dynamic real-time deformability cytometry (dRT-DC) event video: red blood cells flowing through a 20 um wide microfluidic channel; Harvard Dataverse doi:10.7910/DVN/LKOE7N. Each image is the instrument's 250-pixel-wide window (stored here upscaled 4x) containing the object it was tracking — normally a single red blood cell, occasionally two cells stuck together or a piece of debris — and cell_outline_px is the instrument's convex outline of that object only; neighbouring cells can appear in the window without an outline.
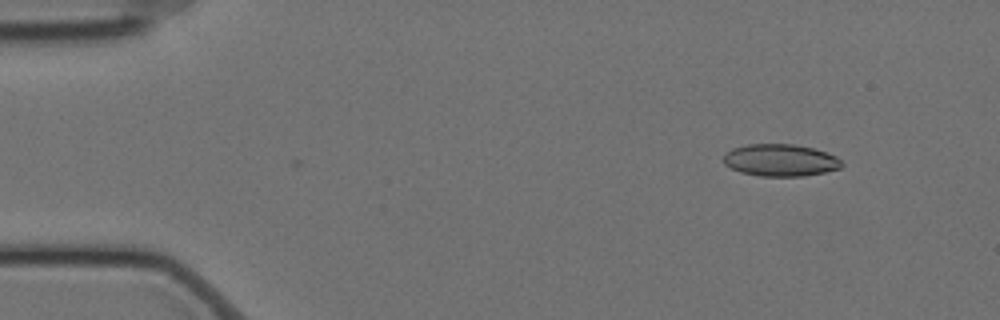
{"species": "Egyptian fruit bat (a non-hibernating species)", "species_latin": "Rousettus aegyptiacus", "temperature_condition": "cold", "stored_images_in_passage": 2, "camera_frame_rate_fps": 3000, "um_per_image_px": 0.085, "animal": {"sex": "female"}, "frame": {"image": 1, "passage_image": 1, "time_ms": 0.0, "image_size_px": [1000, 320], "cell_outline_px": [[844, 164], [840, 168], [824, 172], [804, 176], [760, 176], [740, 172], [724, 164], [724, 152], [732, 148], [748, 144], [792, 144], [812, 148], [836, 156]], "centroid_in_image_um": [66.31, 13.62], "position_along_channel_um": 18.7, "area_um2": 22.08}}